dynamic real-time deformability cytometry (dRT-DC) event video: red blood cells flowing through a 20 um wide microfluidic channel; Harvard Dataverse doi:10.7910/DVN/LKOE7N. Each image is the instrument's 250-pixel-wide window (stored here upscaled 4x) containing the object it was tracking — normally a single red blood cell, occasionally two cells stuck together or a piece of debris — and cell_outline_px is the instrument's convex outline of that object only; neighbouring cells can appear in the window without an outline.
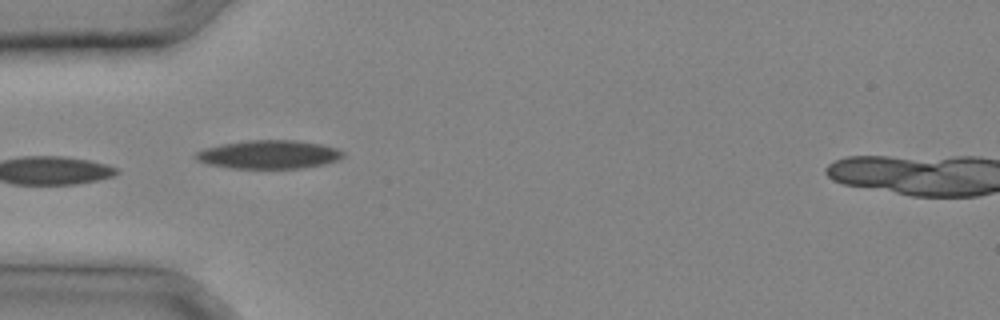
{"species": "common noctule bat (a hibernating species)", "species_latin": "Nyctalus noctula", "temperature_condition": "cold", "stored_images_in_passage": 16, "camera_frame_rate_fps": 3000, "um_per_image_px": 0.085, "animal": {"sex": "male", "body_mass_g": 20.4}, "frame": {"image": 1, "passage_image": 1, "time_ms": 0.0, "image_size_px": [1000, 320], "cell_outline_px": [[344, 156], [340, 160], [324, 164], [304, 168], [232, 168], [208, 164], [196, 160], [192, 156], [196, 152], [204, 148], [220, 144], [248, 140], [296, 140], [320, 144], [336, 148], [344, 152]], "centroid_in_image_um": [22.84, 13.13], "position_along_channel_um": 62.2, "area_um2": 24.62}}